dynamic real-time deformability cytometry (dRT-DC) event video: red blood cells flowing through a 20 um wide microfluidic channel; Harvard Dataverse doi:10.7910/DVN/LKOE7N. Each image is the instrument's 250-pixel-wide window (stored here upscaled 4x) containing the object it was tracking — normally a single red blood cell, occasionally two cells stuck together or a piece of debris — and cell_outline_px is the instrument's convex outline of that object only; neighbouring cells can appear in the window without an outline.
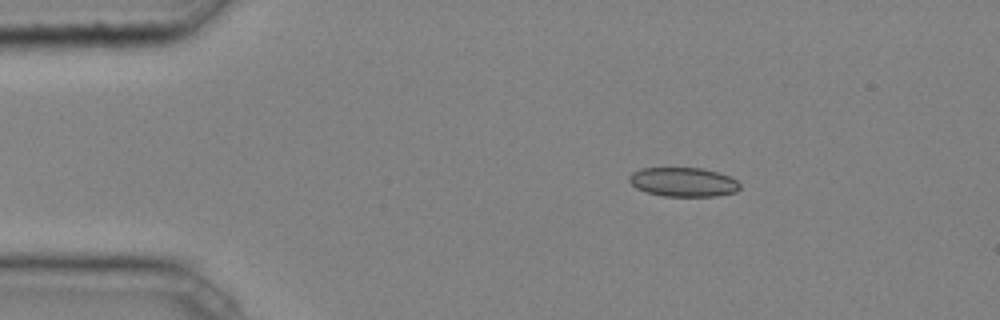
{"species": "common noctule bat (a hibernating species)", "species_latin": "Nyctalus noctula", "temperature_condition": "cold", "stored_images_in_passage": 4, "camera_frame_rate_fps": 3000, "um_per_image_px": 0.085, "animal": {"sex": "male", "body_mass_g": 20.4}, "frame": {"image": 1, "passage_image": 2, "time_ms": 0.333, "image_size_px": [1000, 320], "cell_outline_px": [[740, 188], [736, 192], [716, 196], [664, 196], [648, 192], [636, 188], [628, 180], [628, 176], [632, 172], [640, 168], [700, 168], [716, 172], [728, 176], [736, 180], [740, 184]], "centroid_in_image_um": [58.06, 15.47], "position_along_channel_um": 26.9, "area_um2": 18.73}}
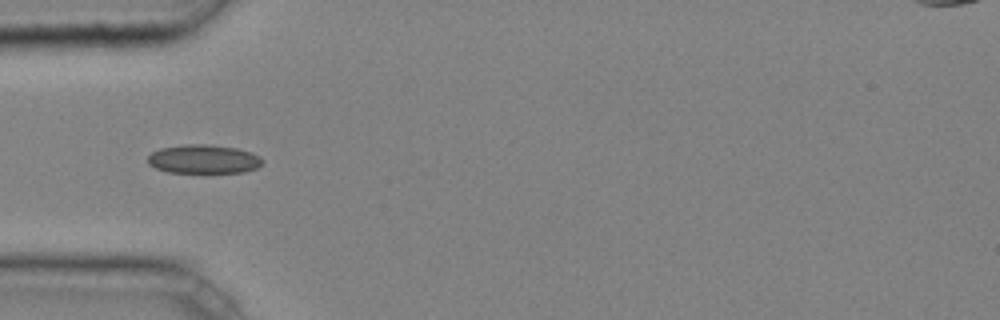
{"frame": {"image": 2, "passage_image": 3, "time_ms": 0.667, "image_size_px": [1000, 320], "cell_outline_px": [[264, 160], [256, 168], [244, 172], [168, 172], [156, 168], [148, 164], [148, 156], [152, 152], [160, 148], [184, 144], [208, 144], [236, 148], [252, 152], [260, 156]], "centroid_in_image_um": [17.3, 13.51], "position_along_channel_um": 67.7, "area_um2": 19.25}}
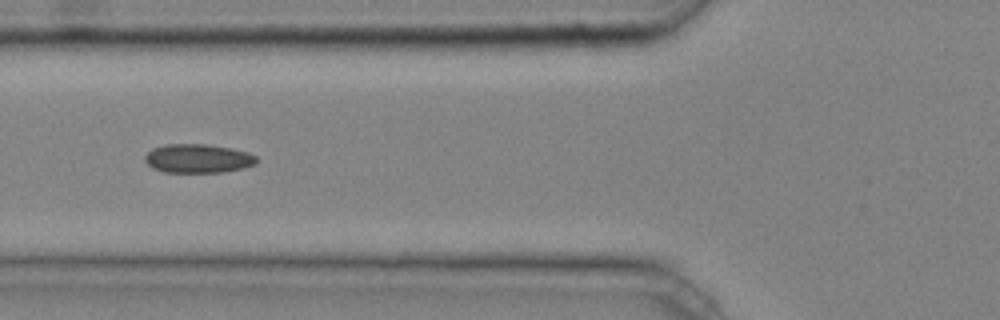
{"frame": {"image": 3, "passage_image": 4, "time_ms": 1.0, "image_size_px": [1000, 320], "cell_outline_px": [[256, 164], [244, 168], [224, 172], [164, 172], [152, 168], [144, 160], [144, 156], [152, 148], [164, 144], [204, 144], [232, 148], [248, 152], [256, 156]], "centroid_in_image_um": [16.82, 13.47], "position_along_channel_um": 109.0, "area_um2": 18.9}}